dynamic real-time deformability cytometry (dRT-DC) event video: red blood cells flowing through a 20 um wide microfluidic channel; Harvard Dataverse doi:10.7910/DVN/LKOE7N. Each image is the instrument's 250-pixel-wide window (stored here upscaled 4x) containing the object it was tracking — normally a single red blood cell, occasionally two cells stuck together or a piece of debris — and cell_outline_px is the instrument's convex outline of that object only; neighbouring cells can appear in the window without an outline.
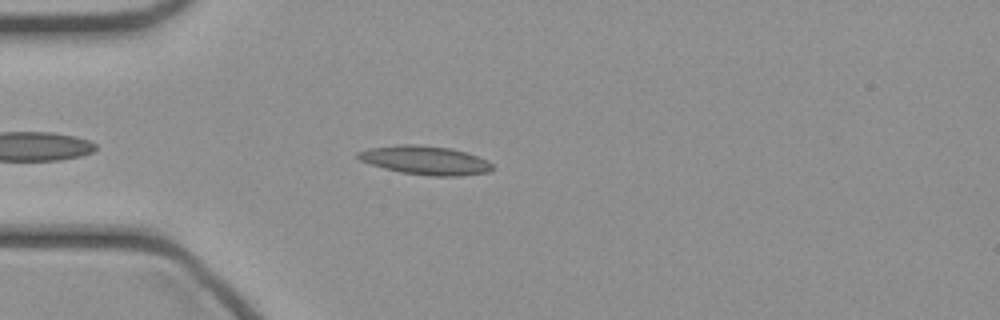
{"species": "common noctule bat (a hibernating species)", "species_latin": "Nyctalus noctula", "temperature_condition": "cold", "stored_images_in_passage": 39, "camera_frame_rate_fps": 3000, "um_per_image_px": 0.085, "animal": {"sex": "female", "body_mass_g": 21.9}, "frame": {"image": 1, "passage_image": 5, "time_ms": 1.333, "image_size_px": [1000, 320], "cell_outline_px": [[492, 168], [488, 172], [460, 176], [432, 176], [400, 172], [384, 168], [360, 160], [356, 156], [356, 152], [368, 148], [396, 144], [416, 144], [452, 148], [488, 160], [492, 164]], "centroid_in_image_um": [36.12, 13.61], "position_along_channel_um": 48.9, "area_um2": 22.54}}
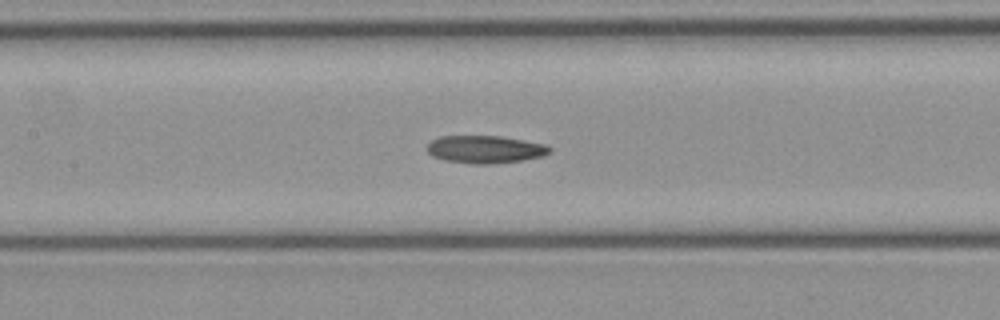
{"frame": {"image": 2, "passage_image": 14, "time_ms": 4.333, "image_size_px": [1000, 320], "cell_outline_px": [[552, 152], [544, 156], [520, 160], [492, 164], [472, 164], [444, 160], [432, 156], [428, 152], [428, 144], [432, 140], [440, 136], [500, 136], [548, 144], [552, 148]], "centroid_in_image_um": [41.28, 12.69], "position_along_channel_um": 166.1, "area_um2": 19.88}}
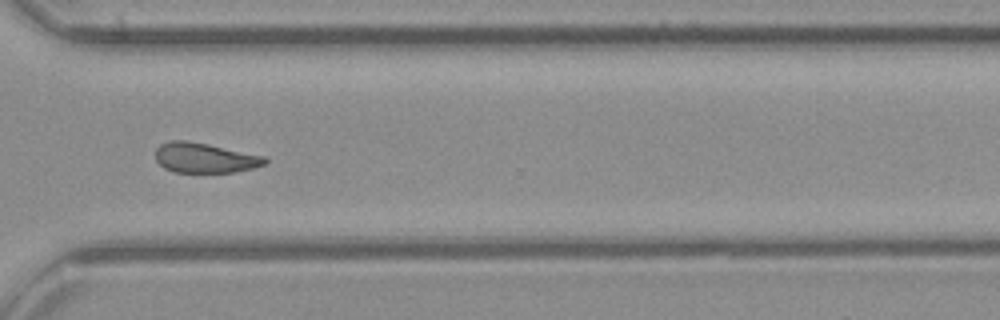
{"frame": {"image": 3, "passage_image": 27, "time_ms": 8.667, "image_size_px": [1000, 320], "cell_outline_px": [[268, 160], [264, 164], [252, 168], [236, 172], [172, 172], [164, 168], [156, 160], [156, 148], [160, 144], [168, 140], [184, 140], [208, 144], [264, 156]], "centroid_in_image_um": [17.37, 13.41], "position_along_channel_um": 353.2, "area_um2": 19.07}}